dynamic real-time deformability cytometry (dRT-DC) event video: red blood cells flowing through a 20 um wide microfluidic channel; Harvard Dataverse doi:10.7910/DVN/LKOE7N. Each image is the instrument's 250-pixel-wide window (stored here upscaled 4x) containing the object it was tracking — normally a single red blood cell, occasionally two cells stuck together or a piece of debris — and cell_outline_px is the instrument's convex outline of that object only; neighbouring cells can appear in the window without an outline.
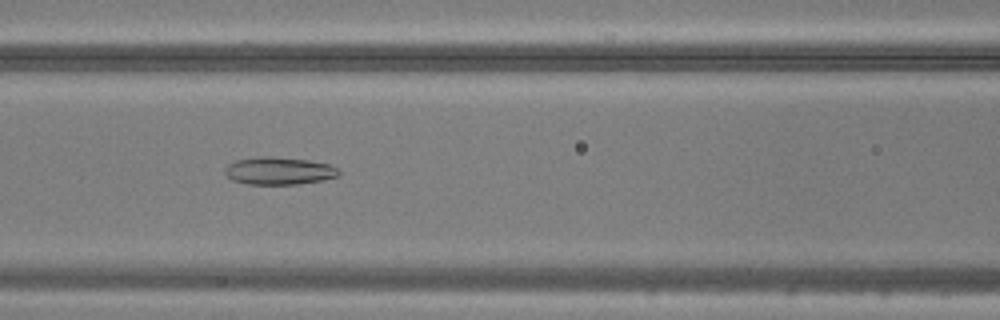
{"species": "common noctule bat (a hibernating species)", "species_latin": "Nyctalus noctula", "temperature_condition": "warm", "stored_images_in_passage": 49, "camera_frame_rate_fps": 3000, "um_per_image_px": 0.085, "animal": {"sex": "male", "body_mass_g": 20.5, "forearm_length_mm": 52.5}, "frame": {"image": 1, "passage_image": 22, "time_ms": 7.0, "image_size_px": [1000, 320], "cell_outline_px": [[340, 176], [324, 180], [296, 184], [248, 184], [232, 180], [224, 172], [224, 168], [228, 164], [236, 160], [260, 156], [268, 156], [308, 160], [328, 164], [336, 168], [340, 172]], "centroid_in_image_um": [23.7, 14.52], "position_along_channel_um": 142.9, "area_um2": 18.26}}
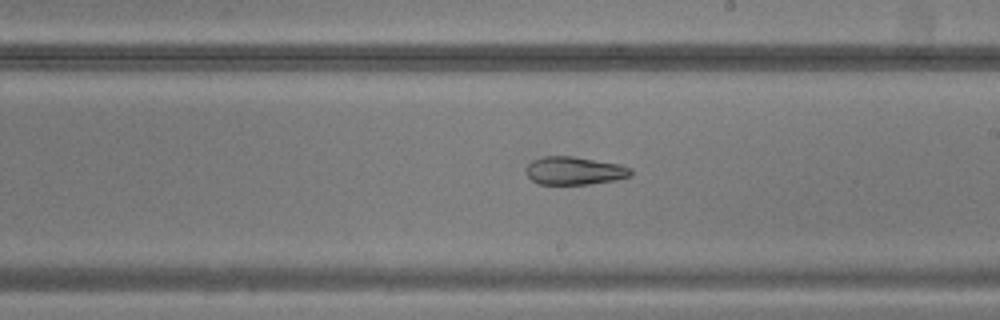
{"frame": {"image": 2, "passage_image": 29, "time_ms": 9.333, "image_size_px": [1000, 320], "cell_outline_px": [[632, 176], [616, 180], [588, 184], [540, 184], [532, 180], [528, 176], [528, 164], [532, 160], [544, 156], [572, 156], [620, 164], [632, 168]], "centroid_in_image_um": [48.88, 14.51], "position_along_channel_um": 240.1, "area_um2": 17.05}}
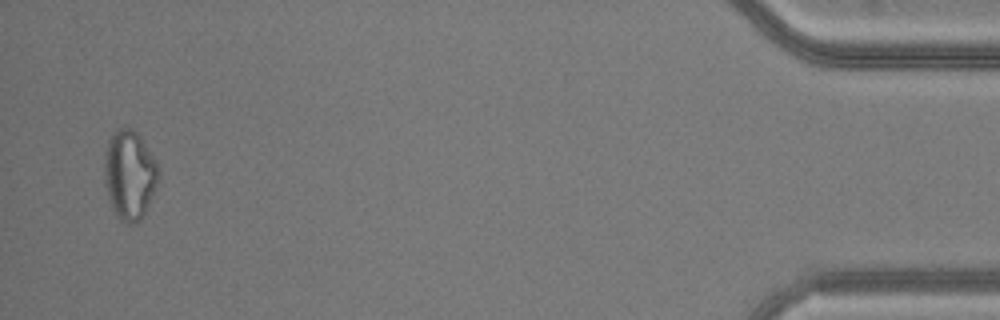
{"frame": {"image": 3, "passage_image": 48, "time_ms": 15.667, "image_size_px": [1000, 320], "cell_outline_px": [[160, 168], [156, 188], [140, 220], [136, 224], [128, 224], [120, 220], [116, 216], [108, 196], [104, 184], [104, 156], [108, 140], [112, 132], [116, 128], [128, 124], [140, 136], [156, 160]], "centroid_in_image_um": [11.0, 14.81], "position_along_channel_um": 424.2, "area_um2": 28.61}}